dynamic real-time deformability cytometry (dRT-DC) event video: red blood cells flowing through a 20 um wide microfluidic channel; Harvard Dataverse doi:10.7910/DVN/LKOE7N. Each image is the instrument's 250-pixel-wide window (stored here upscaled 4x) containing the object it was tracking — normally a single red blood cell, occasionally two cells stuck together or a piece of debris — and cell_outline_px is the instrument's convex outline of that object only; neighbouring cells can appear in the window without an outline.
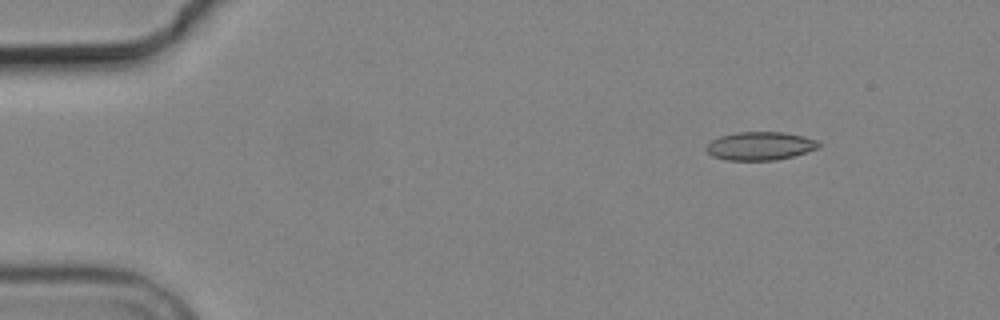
{"species": "common noctule bat (a hibernating species)", "species_latin": "Nyctalus noctula", "temperature_condition": "cold", "stored_images_in_passage": 7, "camera_frame_rate_fps": 3000, "um_per_image_px": 0.085, "animal": {"sex": "male", "body_mass_g": 19.2, "forearm_length_mm": 51.8}, "frame": {"image": 1, "passage_image": 2, "time_ms": 1.0, "image_size_px": [1000, 320], "cell_outline_px": [[820, 148], [792, 156], [776, 160], [728, 160], [712, 156], [704, 148], [712, 140], [720, 136], [736, 132], [784, 132], [804, 136], [820, 140]], "centroid_in_image_um": [64.64, 12.4], "position_along_channel_um": 20.4, "area_um2": 18.67}}